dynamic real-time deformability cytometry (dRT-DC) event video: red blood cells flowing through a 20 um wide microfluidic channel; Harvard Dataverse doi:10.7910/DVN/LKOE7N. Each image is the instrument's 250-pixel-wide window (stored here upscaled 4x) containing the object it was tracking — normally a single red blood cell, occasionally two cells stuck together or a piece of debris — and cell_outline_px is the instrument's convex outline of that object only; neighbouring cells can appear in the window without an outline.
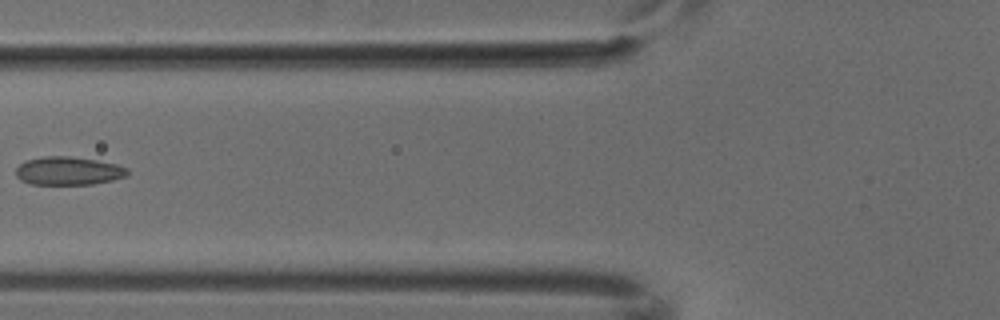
{"species": "common noctule bat (a hibernating species)", "species_latin": "Nyctalus noctula", "temperature_condition": "cold", "stored_images_in_passage": 5, "camera_frame_rate_fps": 3000, "um_per_image_px": 0.085, "animal": {"sex": "male", "body_mass_g": 18.8}, "frame": {"image": 1, "passage_image": 5, "time_ms": 1.333, "image_size_px": [1000, 320], "cell_outline_px": [[128, 176], [112, 180], [92, 184], [32, 184], [20, 180], [16, 176], [16, 168], [20, 164], [28, 160], [44, 156], [72, 156], [96, 160], [116, 164], [128, 168]], "centroid_in_image_um": [5.82, 14.52], "position_along_channel_um": 120.0, "area_um2": 18.38}}